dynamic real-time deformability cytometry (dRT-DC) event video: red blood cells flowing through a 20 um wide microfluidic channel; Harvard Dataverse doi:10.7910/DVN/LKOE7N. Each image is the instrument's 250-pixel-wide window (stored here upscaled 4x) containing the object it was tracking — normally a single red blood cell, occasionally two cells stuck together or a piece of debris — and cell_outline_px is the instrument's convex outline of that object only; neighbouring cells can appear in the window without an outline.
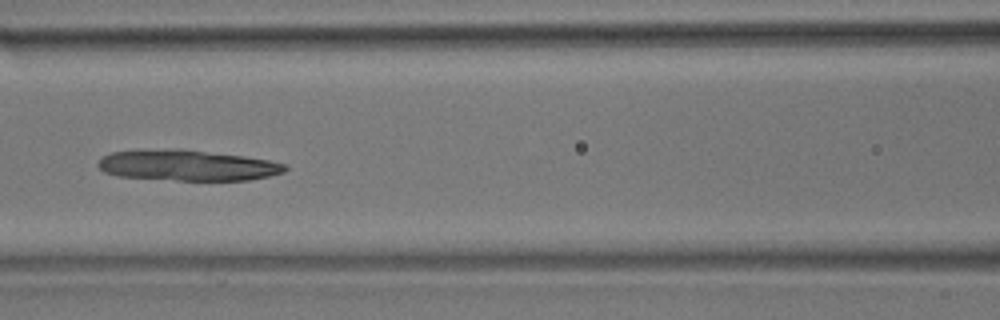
{"species": "common noctule bat (a hibernating species)", "species_latin": "Nyctalus noctula", "temperature_condition": "room temperature", "stored_images_in_passage": 11, "camera_frame_rate_fps": 3000, "um_per_image_px": 0.085, "animal": {"sex": "male", "body_mass_g": 17.9}, "frame": {"image": 1, "passage_image": 4, "time_ms": 3.667, "image_size_px": [1000, 320], "cell_outline_px": [[288, 168], [284, 172], [268, 176], [248, 180], [176, 180], [120, 176], [104, 172], [96, 164], [104, 156], [112, 152], [140, 148], [180, 148], [244, 156], [268, 160], [288, 164]], "centroid_in_image_um": [15.91, 14.03], "position_along_channel_um": 150.7, "area_um2": 33.87}}
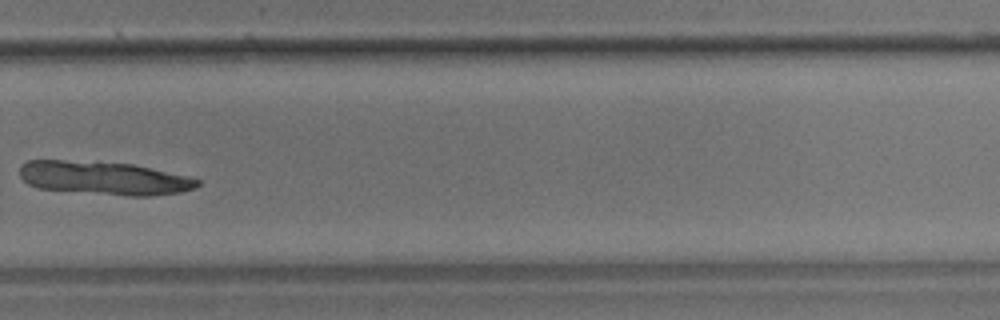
{"frame": {"image": 2, "passage_image": 8, "time_ms": 8.333, "image_size_px": [1000, 320], "cell_outline_px": [[200, 184], [196, 188], [180, 192], [148, 196], [128, 196], [40, 188], [28, 184], [20, 176], [20, 164], [28, 160], [60, 160], [132, 164], [184, 176], [200, 180]], "centroid_in_image_um": [8.81, 15.14], "position_along_channel_um": 321.0, "area_um2": 34.04}}